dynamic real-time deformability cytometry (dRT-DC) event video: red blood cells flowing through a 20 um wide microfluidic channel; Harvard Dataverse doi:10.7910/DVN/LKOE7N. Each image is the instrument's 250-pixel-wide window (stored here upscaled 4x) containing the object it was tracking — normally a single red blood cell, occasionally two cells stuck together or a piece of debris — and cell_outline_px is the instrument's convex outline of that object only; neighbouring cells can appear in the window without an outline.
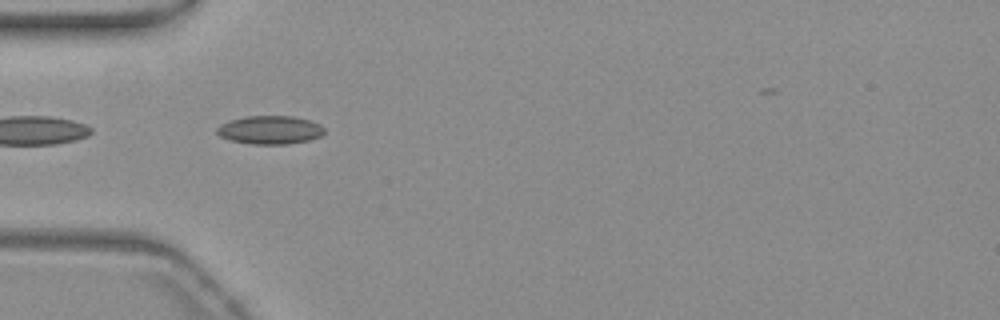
{"species": "common noctule bat (a hibernating species)", "species_latin": "Nyctalus noctula", "temperature_condition": "warm", "stored_images_in_passage": 37, "camera_frame_rate_fps": 3000, "um_per_image_px": 0.085, "animal": {"sex": "female", "body_mass_g": 19.3, "forearm_length_mm": 54.1}, "frame": {"image": 1, "passage_image": 1, "time_ms": 0.0, "image_size_px": [1000, 320], "cell_outline_px": [[324, 132], [320, 136], [308, 140], [288, 144], [252, 144], [232, 140], [220, 136], [216, 132], [216, 128], [220, 124], [244, 116], [292, 116], [308, 120], [324, 128]], "centroid_in_image_um": [22.92, 11.04], "position_along_channel_um": 62.1, "area_um2": 17.51}}
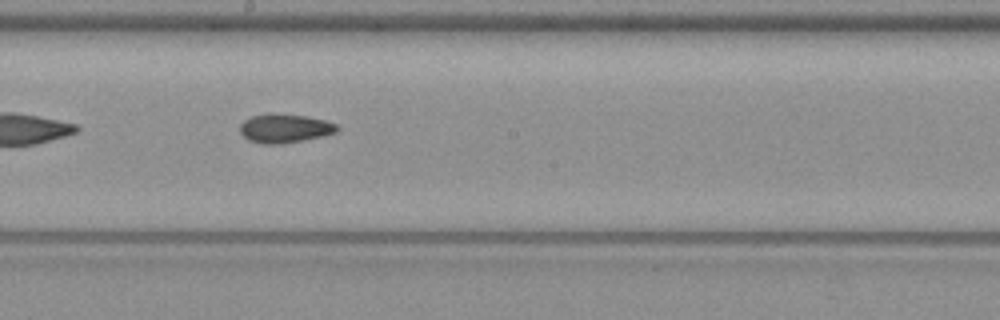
{"frame": {"image": 2, "passage_image": 14, "time_ms": 4.333, "image_size_px": [1000, 320], "cell_outline_px": [[340, 128], [336, 132], [304, 140], [280, 144], [260, 144], [248, 140], [240, 132], [240, 124], [244, 120], [252, 116], [268, 112], [272, 112], [304, 116], [324, 120], [336, 124]], "centroid_in_image_um": [24.16, 10.9], "position_along_channel_um": 224.0, "area_um2": 16.42}}
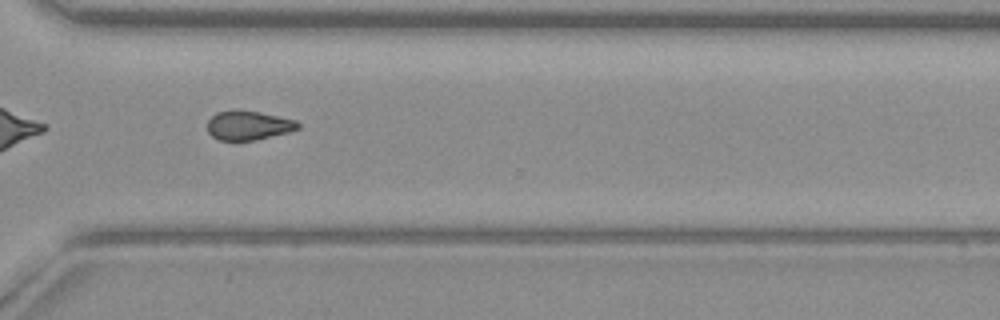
{"frame": {"image": 3, "passage_image": 24, "time_ms": 7.667, "image_size_px": [1000, 320], "cell_outline_px": [[300, 128], [288, 132], [256, 140], [216, 140], [208, 132], [208, 120], [216, 112], [260, 112], [296, 120], [300, 124]], "centroid_in_image_um": [21.13, 10.69], "position_along_channel_um": 349.5, "area_um2": 15.03}, "authors_computed_cell_mechanics": {"area_um2": 15.9528, "velocity_mm_per_s": 3.767, "shape_relaxation_time_tau1_ms": null, "shape_relaxation_time_tau2_ms": 9.6437, "deformation_change_tau1": null, "deformation_change_tau2": 0.1698}}